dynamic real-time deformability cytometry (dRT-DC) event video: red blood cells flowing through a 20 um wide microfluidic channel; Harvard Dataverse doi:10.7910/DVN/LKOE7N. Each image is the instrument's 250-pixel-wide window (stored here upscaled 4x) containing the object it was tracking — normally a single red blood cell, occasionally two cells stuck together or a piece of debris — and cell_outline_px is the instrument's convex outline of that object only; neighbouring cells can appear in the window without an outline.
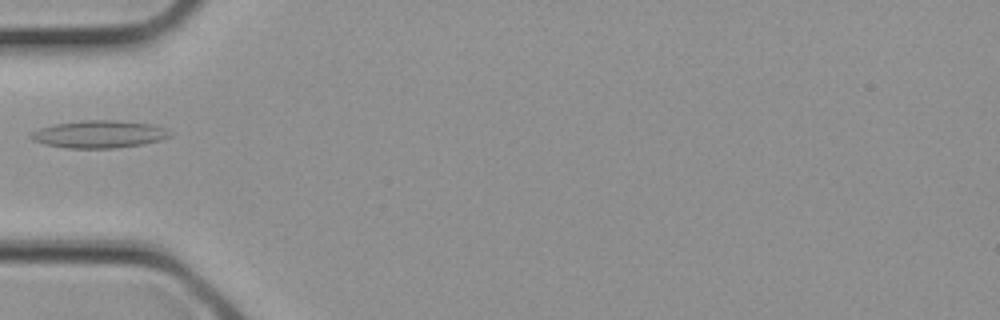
{"species": "common noctule bat (a hibernating species)", "species_latin": "Nyctalus noctula", "temperature_condition": "cold", "stored_images_in_passage": 3, "camera_frame_rate_fps": 3000, "um_per_image_px": 0.085, "animal": {"sex": "female", "body_mass_g": 21.9}, "frame": {"image": 1, "passage_image": 3, "time_ms": 0.667, "image_size_px": [1000, 320], "cell_outline_px": [[172, 136], [160, 140], [144, 144], [116, 148], [68, 148], [44, 144], [32, 140], [28, 136], [32, 132], [40, 128], [56, 124], [80, 120], [116, 120], [152, 124], [168, 128], [172, 132]], "centroid_in_image_um": [8.47, 11.4], "position_along_channel_um": 76.5, "area_um2": 22.48}}